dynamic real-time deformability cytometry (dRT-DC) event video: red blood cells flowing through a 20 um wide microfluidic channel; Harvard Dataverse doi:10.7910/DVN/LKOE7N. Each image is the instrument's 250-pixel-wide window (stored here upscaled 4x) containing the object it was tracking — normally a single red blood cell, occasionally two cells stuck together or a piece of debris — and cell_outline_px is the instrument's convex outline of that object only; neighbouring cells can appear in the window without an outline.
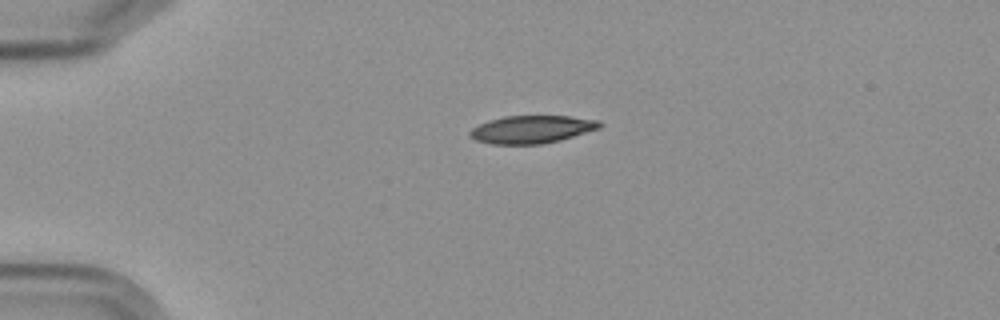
{"species": "Egyptian fruit bat (a non-hibernating species)", "species_latin": "Rousettus aegyptiacus", "temperature_condition": "cold", "stored_images_in_passage": 3, "segment_of_instrument_passage": [1, 2], "camera_frame_rate_fps": 3000, "um_per_image_px": 0.085, "frame": {"image": 1, "passage_image": 1, "time_ms": 0.0, "image_size_px": [1000, 320], "cell_outline_px": [[604, 124], [600, 128], [560, 140], [544, 144], [492, 144], [476, 140], [468, 136], [468, 132], [472, 128], [488, 120], [504, 116], [568, 116], [600, 120]], "centroid_in_image_um": [45.2, 10.99], "position_along_channel_um": 39.8, "area_um2": 21.1}}